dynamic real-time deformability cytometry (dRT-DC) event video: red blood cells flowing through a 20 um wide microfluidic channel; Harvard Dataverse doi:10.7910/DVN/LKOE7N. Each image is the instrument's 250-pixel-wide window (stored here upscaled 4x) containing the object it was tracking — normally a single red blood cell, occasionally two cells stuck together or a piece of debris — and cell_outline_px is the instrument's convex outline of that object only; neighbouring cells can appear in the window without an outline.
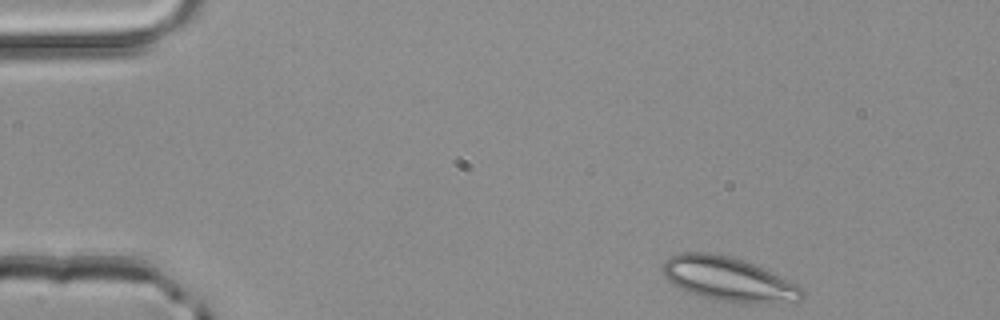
{"species": "common noctule bat (a hibernating species)", "species_latin": "Nyctalus noctula", "temperature_condition": "room temperature", "stored_images_in_passage": 2, "camera_frame_rate_fps": 3000, "um_per_image_px": 0.085, "animal": {"sex": "male", "body_mass_g": 20.4}, "frame": {"image": 1, "passage_image": 1, "time_ms": 0.0, "image_size_px": [1000, 320], "cell_outline_px": [[804, 300], [772, 304], [724, 300], [704, 296], [680, 288], [672, 284], [664, 276], [664, 260], [680, 252], [708, 252], [732, 256], [752, 264], [796, 284], [804, 292]], "centroid_in_image_um": [61.93, 23.71], "position_along_channel_um": 23.1, "area_um2": 35.03}}